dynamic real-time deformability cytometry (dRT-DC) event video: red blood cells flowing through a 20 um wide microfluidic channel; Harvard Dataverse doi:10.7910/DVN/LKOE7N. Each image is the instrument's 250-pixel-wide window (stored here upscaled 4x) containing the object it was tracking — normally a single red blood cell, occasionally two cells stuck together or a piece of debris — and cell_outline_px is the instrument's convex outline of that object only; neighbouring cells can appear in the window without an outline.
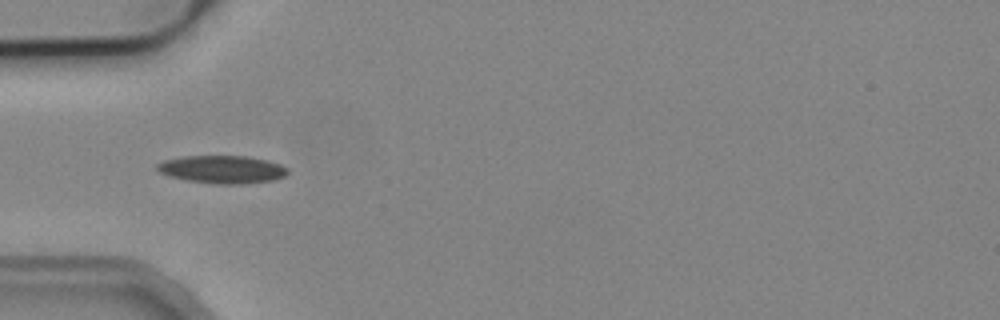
{"species": "common noctule bat (a hibernating species)", "species_latin": "Nyctalus noctula", "temperature_condition": "cold", "stored_images_in_passage": 3, "camera_frame_rate_fps": 3000, "um_per_image_px": 0.085, "animal": {"sex": "male", "body_mass_g": 19.2, "forearm_length_mm": 51.8}, "frame": {"image": 1, "passage_image": 1, "time_ms": 0.0, "image_size_px": [1000, 320], "cell_outline_px": [[288, 172], [284, 176], [272, 180], [240, 184], [216, 184], [188, 180], [168, 176], [160, 172], [156, 168], [156, 164], [164, 160], [184, 156], [244, 156], [264, 160], [280, 164], [288, 168]], "centroid_in_image_um": [18.86, 14.4], "position_along_channel_um": 66.1, "area_um2": 20.98}}